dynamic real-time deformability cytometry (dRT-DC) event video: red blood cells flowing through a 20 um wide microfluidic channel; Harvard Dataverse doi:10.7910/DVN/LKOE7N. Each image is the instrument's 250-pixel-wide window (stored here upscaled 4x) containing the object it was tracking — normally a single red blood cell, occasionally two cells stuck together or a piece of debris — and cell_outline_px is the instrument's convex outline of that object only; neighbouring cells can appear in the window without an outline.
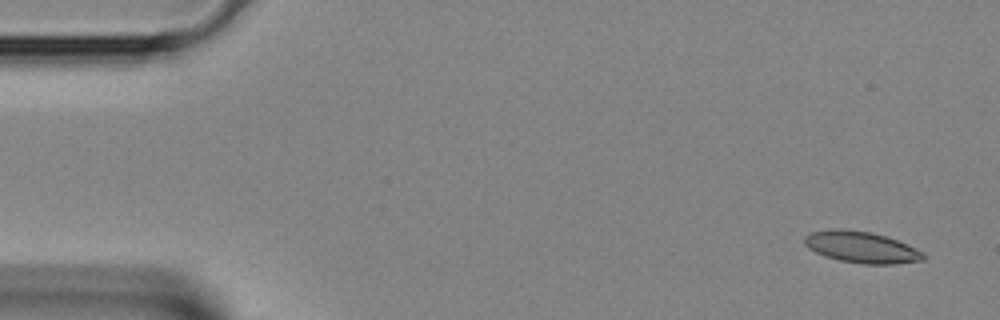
{"species": "Egyptian fruit bat (a non-hibernating species)", "species_latin": "Rousettus aegyptiacus", "temperature_condition": "room temperature", "stored_images_in_passage": 3, "camera_frame_rate_fps": 3000, "um_per_image_px": 0.085, "animal": {"sex": "female"}, "frame": {"image": 1, "passage_image": 1, "time_ms": 0.0, "image_size_px": [1000, 320], "cell_outline_px": [[924, 260], [896, 264], [864, 264], [840, 260], [824, 256], [808, 248], [804, 244], [804, 236], [812, 232], [832, 228], [840, 228], [872, 232], [908, 244], [924, 252]], "centroid_in_image_um": [73.21, 21.0], "position_along_channel_um": 11.8, "area_um2": 21.85}}
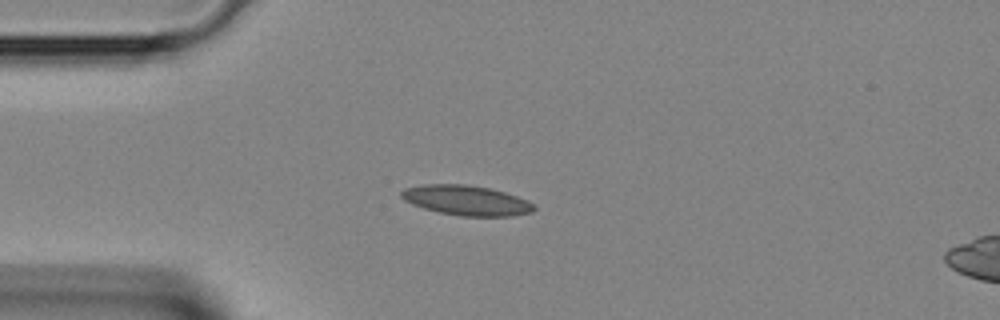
{"frame": {"image": 2, "passage_image": 2, "time_ms": 0.333, "image_size_px": [1000, 320], "cell_outline_px": [[536, 208], [532, 212], [512, 216], [460, 216], [440, 212], [424, 208], [412, 204], [404, 200], [400, 196], [400, 192], [404, 188], [424, 184], [464, 184], [488, 188], [504, 192], [528, 200]], "centroid_in_image_um": [39.62, 17.03], "position_along_channel_um": 45.4, "area_um2": 23.06}}